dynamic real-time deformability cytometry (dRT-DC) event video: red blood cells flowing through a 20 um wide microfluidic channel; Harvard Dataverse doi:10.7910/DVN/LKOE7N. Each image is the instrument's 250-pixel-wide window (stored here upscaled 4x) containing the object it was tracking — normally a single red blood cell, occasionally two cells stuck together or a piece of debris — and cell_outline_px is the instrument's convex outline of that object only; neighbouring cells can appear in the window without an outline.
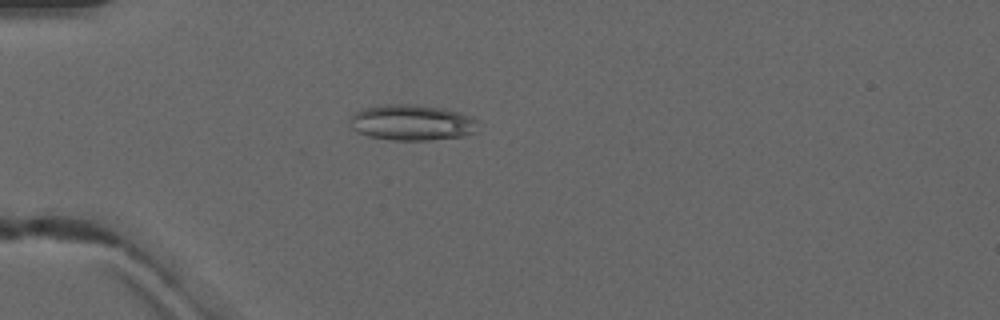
{"species": "common noctule bat (a hibernating species)", "species_latin": "Nyctalus noctula", "temperature_condition": "warm", "stored_images_in_passage": 4, "camera_frame_rate_fps": 3000, "um_per_image_px": 0.085, "animal": {"sex": "male", "forearm_length_mm": 52.5}, "frame": {"image": 1, "passage_image": 4, "time_ms": 4.0, "image_size_px": [1000, 320], "cell_outline_px": [[480, 120], [476, 132], [464, 136], [428, 140], [392, 140], [368, 136], [356, 132], [352, 128], [352, 116], [356, 112], [364, 108], [388, 104], [412, 104], [444, 108], [472, 116]], "centroid_in_image_um": [35.08, 10.42], "position_along_channel_um": 49.9, "area_um2": 26.82}}